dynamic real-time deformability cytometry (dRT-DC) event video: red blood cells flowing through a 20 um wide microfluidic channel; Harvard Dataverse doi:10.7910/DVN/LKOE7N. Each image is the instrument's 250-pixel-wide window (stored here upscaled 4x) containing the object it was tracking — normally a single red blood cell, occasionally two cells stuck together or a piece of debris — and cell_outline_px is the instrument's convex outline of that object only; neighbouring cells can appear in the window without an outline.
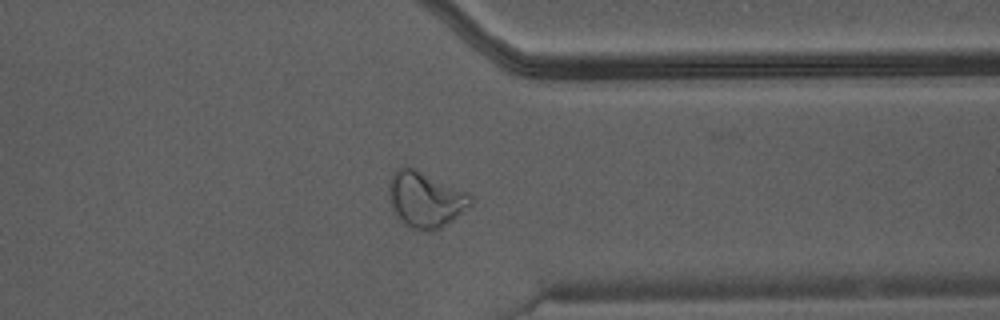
{"species": "Egyptian fruit bat (a non-hibernating species)", "species_latin": "Rousettus aegyptiacus", "temperature_condition": "warm", "stored_images_in_passage": 38, "camera_frame_rate_fps": 3000, "um_per_image_px": 0.085, "animal": {"sex": "male"}, "frame": {"image": 1, "passage_image": 27, "time_ms": 8.667, "image_size_px": [1000, 320], "cell_outline_px": [[476, 200], [464, 212], [440, 228], [432, 232], [428, 232], [412, 228], [404, 224], [392, 208], [388, 196], [388, 180], [392, 172], [396, 168], [412, 168], [468, 192]], "centroid_in_image_um": [36.16, 16.97], "position_along_channel_um": 375.2, "area_um2": 26.65}}